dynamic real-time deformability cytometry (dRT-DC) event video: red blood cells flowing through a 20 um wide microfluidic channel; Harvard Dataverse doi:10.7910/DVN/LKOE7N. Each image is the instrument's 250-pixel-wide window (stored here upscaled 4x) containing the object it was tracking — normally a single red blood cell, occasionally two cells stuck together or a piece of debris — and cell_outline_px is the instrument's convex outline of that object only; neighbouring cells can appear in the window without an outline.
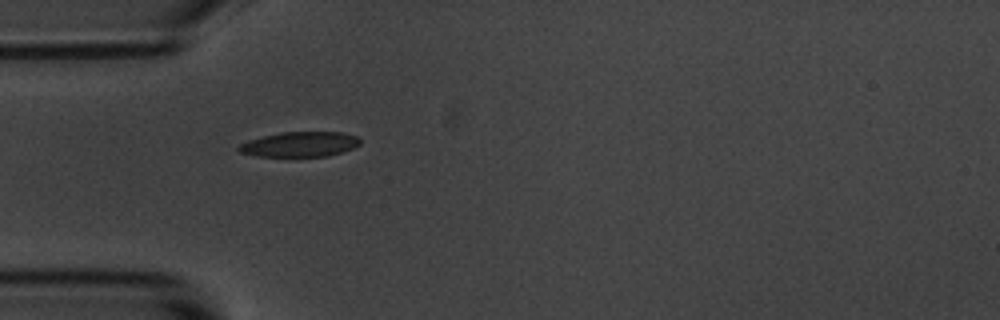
{"species": "common noctule bat (a hibernating species)", "species_latin": "Nyctalus noctula", "temperature_condition": "room temperature", "stored_images_in_passage": 4, "camera_frame_rate_fps": 3000, "um_per_image_px": 0.085, "animal": {"sex": "male", "body_mass_g": 20.1, "forearm_length_mm": 53.5}, "frame": {"image": 1, "passage_image": 1, "time_ms": 0.0, "image_size_px": [1000, 320], "cell_outline_px": [[360, 144], [352, 148], [328, 156], [256, 156], [240, 152], [236, 148], [240, 144], [248, 140], [280, 132], [340, 132], [356, 136], [360, 140]], "centroid_in_image_um": [25.46, 12.26], "position_along_channel_um": 59.5, "area_um2": 17.51}}